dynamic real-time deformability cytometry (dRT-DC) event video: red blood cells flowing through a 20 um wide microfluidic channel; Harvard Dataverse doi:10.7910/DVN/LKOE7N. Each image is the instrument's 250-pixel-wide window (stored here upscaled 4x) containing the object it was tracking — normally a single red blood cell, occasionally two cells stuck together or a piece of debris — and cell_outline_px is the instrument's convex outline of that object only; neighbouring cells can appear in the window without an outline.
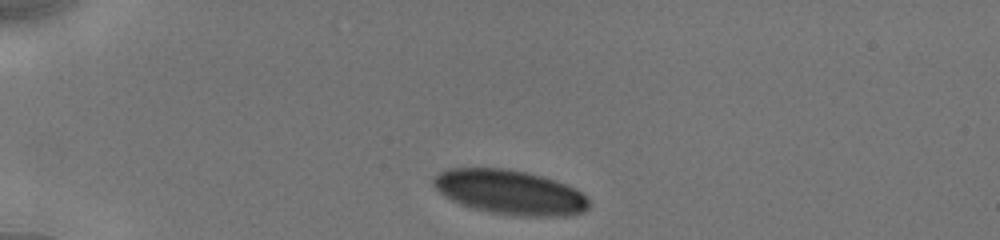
{"species": "human", "species_latin": "Homo sapiens", "temperature_condition": "cold", "stored_images_in_passage": 4, "camera_frame_rate_fps": 3000, "um_per_image_px": 0.085, "donor": {"sex": "male"}, "frame": {"image": 1, "passage_image": 1, "time_ms": 0.0, "image_size_px": [1000, 240], "cell_outline_px": [[588, 208], [584, 212], [568, 216], [524, 216], [488, 212], [472, 208], [460, 204], [452, 200], [440, 192], [432, 184], [432, 176], [448, 168], [504, 168], [528, 172], [564, 184], [588, 196]], "centroid_in_image_um": [43.31, 16.34], "position_along_channel_um": 41.7, "area_um2": 40.23}}
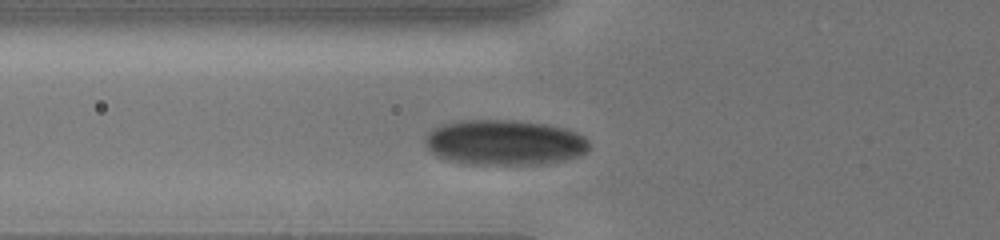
{"frame": {"image": 2, "passage_image": 4, "time_ms": 2.333, "image_size_px": [1000, 240], "cell_outline_px": [[588, 152], [580, 156], [564, 160], [544, 164], [464, 164], [448, 160], [436, 156], [424, 144], [424, 136], [432, 128], [440, 124], [460, 120], [516, 120], [548, 124], [568, 128], [584, 136], [588, 140]], "centroid_in_image_um": [42.87, 12.1], "position_along_channel_um": 82.9, "area_um2": 44.04}}